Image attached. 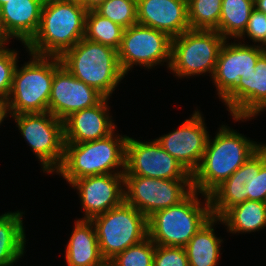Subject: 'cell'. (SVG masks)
Here are the masks:
<instances>
[{"label":"cell","instance_id":"d4e9b609","mask_svg":"<svg viewBox=\"0 0 266 266\" xmlns=\"http://www.w3.org/2000/svg\"><path fill=\"white\" fill-rule=\"evenodd\" d=\"M219 222L227 226L228 233H251L266 227V202L246 200L229 208Z\"/></svg>","mask_w":266,"mask_h":266},{"label":"cell","instance_id":"ac0fdd59","mask_svg":"<svg viewBox=\"0 0 266 266\" xmlns=\"http://www.w3.org/2000/svg\"><path fill=\"white\" fill-rule=\"evenodd\" d=\"M254 69L222 100L235 121L254 119L266 110V51Z\"/></svg>","mask_w":266,"mask_h":266},{"label":"cell","instance_id":"7402d4cb","mask_svg":"<svg viewBox=\"0 0 266 266\" xmlns=\"http://www.w3.org/2000/svg\"><path fill=\"white\" fill-rule=\"evenodd\" d=\"M71 237L65 250L67 266H92L101 262L95 226L91 220H75Z\"/></svg>","mask_w":266,"mask_h":266},{"label":"cell","instance_id":"7a4b0ae2","mask_svg":"<svg viewBox=\"0 0 266 266\" xmlns=\"http://www.w3.org/2000/svg\"><path fill=\"white\" fill-rule=\"evenodd\" d=\"M87 12L79 3L45 0L38 31L25 46L26 51L60 57L84 38Z\"/></svg>","mask_w":266,"mask_h":266},{"label":"cell","instance_id":"e575fe53","mask_svg":"<svg viewBox=\"0 0 266 266\" xmlns=\"http://www.w3.org/2000/svg\"><path fill=\"white\" fill-rule=\"evenodd\" d=\"M106 0H84V8L89 10H95L99 5L104 3Z\"/></svg>","mask_w":266,"mask_h":266},{"label":"cell","instance_id":"3957f363","mask_svg":"<svg viewBox=\"0 0 266 266\" xmlns=\"http://www.w3.org/2000/svg\"><path fill=\"white\" fill-rule=\"evenodd\" d=\"M127 137L114 131L95 141L65 143L63 161L55 174L70 185L86 176L124 173Z\"/></svg>","mask_w":266,"mask_h":266},{"label":"cell","instance_id":"7c38bea8","mask_svg":"<svg viewBox=\"0 0 266 266\" xmlns=\"http://www.w3.org/2000/svg\"><path fill=\"white\" fill-rule=\"evenodd\" d=\"M192 179H156L124 175L125 202L147 218L182 201L191 191Z\"/></svg>","mask_w":266,"mask_h":266},{"label":"cell","instance_id":"836d02e7","mask_svg":"<svg viewBox=\"0 0 266 266\" xmlns=\"http://www.w3.org/2000/svg\"><path fill=\"white\" fill-rule=\"evenodd\" d=\"M11 38L7 35L4 25L2 22V16H1V7H0V46H5Z\"/></svg>","mask_w":266,"mask_h":266},{"label":"cell","instance_id":"cb8c5ba5","mask_svg":"<svg viewBox=\"0 0 266 266\" xmlns=\"http://www.w3.org/2000/svg\"><path fill=\"white\" fill-rule=\"evenodd\" d=\"M219 218L212 217L205 223L184 247L189 266H217L222 253L221 238L216 237L214 224Z\"/></svg>","mask_w":266,"mask_h":266},{"label":"cell","instance_id":"30bf717a","mask_svg":"<svg viewBox=\"0 0 266 266\" xmlns=\"http://www.w3.org/2000/svg\"><path fill=\"white\" fill-rule=\"evenodd\" d=\"M42 165L43 172L55 173L64 157L63 120L50 112L9 115Z\"/></svg>","mask_w":266,"mask_h":266},{"label":"cell","instance_id":"d6a6232c","mask_svg":"<svg viewBox=\"0 0 266 266\" xmlns=\"http://www.w3.org/2000/svg\"><path fill=\"white\" fill-rule=\"evenodd\" d=\"M248 36L250 40L254 43H258V46L266 48V14L253 9L249 21L247 23L246 29L243 34L238 38V40H244V37ZM260 43V44H259Z\"/></svg>","mask_w":266,"mask_h":266},{"label":"cell","instance_id":"8992f818","mask_svg":"<svg viewBox=\"0 0 266 266\" xmlns=\"http://www.w3.org/2000/svg\"><path fill=\"white\" fill-rule=\"evenodd\" d=\"M30 61L16 66L10 95L6 101L7 113H44L48 111L54 72L62 65L57 56H39L29 53Z\"/></svg>","mask_w":266,"mask_h":266},{"label":"cell","instance_id":"4dcf8cb0","mask_svg":"<svg viewBox=\"0 0 266 266\" xmlns=\"http://www.w3.org/2000/svg\"><path fill=\"white\" fill-rule=\"evenodd\" d=\"M16 50L0 46V100L7 101L13 83V76L17 66Z\"/></svg>","mask_w":266,"mask_h":266},{"label":"cell","instance_id":"603a6c76","mask_svg":"<svg viewBox=\"0 0 266 266\" xmlns=\"http://www.w3.org/2000/svg\"><path fill=\"white\" fill-rule=\"evenodd\" d=\"M23 214L18 210L0 215V266H13L24 255Z\"/></svg>","mask_w":266,"mask_h":266},{"label":"cell","instance_id":"6da1fadb","mask_svg":"<svg viewBox=\"0 0 266 266\" xmlns=\"http://www.w3.org/2000/svg\"><path fill=\"white\" fill-rule=\"evenodd\" d=\"M218 129L213 139L208 138L201 162L192 174V188L201 196L209 195L263 146L226 124Z\"/></svg>","mask_w":266,"mask_h":266},{"label":"cell","instance_id":"ba28073f","mask_svg":"<svg viewBox=\"0 0 266 266\" xmlns=\"http://www.w3.org/2000/svg\"><path fill=\"white\" fill-rule=\"evenodd\" d=\"M224 37L216 30H188L172 38L169 70L178 78H212Z\"/></svg>","mask_w":266,"mask_h":266},{"label":"cell","instance_id":"8d00e7d4","mask_svg":"<svg viewBox=\"0 0 266 266\" xmlns=\"http://www.w3.org/2000/svg\"><path fill=\"white\" fill-rule=\"evenodd\" d=\"M254 6L257 10L266 14V0H256Z\"/></svg>","mask_w":266,"mask_h":266},{"label":"cell","instance_id":"5bb4252c","mask_svg":"<svg viewBox=\"0 0 266 266\" xmlns=\"http://www.w3.org/2000/svg\"><path fill=\"white\" fill-rule=\"evenodd\" d=\"M204 122L200 110H195L178 129L156 139L191 175L201 162L210 136Z\"/></svg>","mask_w":266,"mask_h":266},{"label":"cell","instance_id":"9c48e42d","mask_svg":"<svg viewBox=\"0 0 266 266\" xmlns=\"http://www.w3.org/2000/svg\"><path fill=\"white\" fill-rule=\"evenodd\" d=\"M91 221L104 259H112L148 237L147 217L125 201Z\"/></svg>","mask_w":266,"mask_h":266},{"label":"cell","instance_id":"44dd1931","mask_svg":"<svg viewBox=\"0 0 266 266\" xmlns=\"http://www.w3.org/2000/svg\"><path fill=\"white\" fill-rule=\"evenodd\" d=\"M45 0H9L1 6L4 29L25 46L38 31Z\"/></svg>","mask_w":266,"mask_h":266},{"label":"cell","instance_id":"2e32d148","mask_svg":"<svg viewBox=\"0 0 266 266\" xmlns=\"http://www.w3.org/2000/svg\"><path fill=\"white\" fill-rule=\"evenodd\" d=\"M70 185L79 193L83 207L84 217L79 219L91 220L125 201L124 173L86 176Z\"/></svg>","mask_w":266,"mask_h":266},{"label":"cell","instance_id":"ab89813d","mask_svg":"<svg viewBox=\"0 0 266 266\" xmlns=\"http://www.w3.org/2000/svg\"><path fill=\"white\" fill-rule=\"evenodd\" d=\"M9 0H0V7L5 4L6 2H8Z\"/></svg>","mask_w":266,"mask_h":266},{"label":"cell","instance_id":"f35d334b","mask_svg":"<svg viewBox=\"0 0 266 266\" xmlns=\"http://www.w3.org/2000/svg\"><path fill=\"white\" fill-rule=\"evenodd\" d=\"M61 1L79 3L84 7V0H61Z\"/></svg>","mask_w":266,"mask_h":266},{"label":"cell","instance_id":"1f68e13d","mask_svg":"<svg viewBox=\"0 0 266 266\" xmlns=\"http://www.w3.org/2000/svg\"><path fill=\"white\" fill-rule=\"evenodd\" d=\"M153 266H189L184 247L156 245Z\"/></svg>","mask_w":266,"mask_h":266},{"label":"cell","instance_id":"8fae6325","mask_svg":"<svg viewBox=\"0 0 266 266\" xmlns=\"http://www.w3.org/2000/svg\"><path fill=\"white\" fill-rule=\"evenodd\" d=\"M172 38L163 31L134 24L126 28L118 52V61L122 72L126 75L134 65L155 68L156 65L171 60Z\"/></svg>","mask_w":266,"mask_h":266},{"label":"cell","instance_id":"83f0119b","mask_svg":"<svg viewBox=\"0 0 266 266\" xmlns=\"http://www.w3.org/2000/svg\"><path fill=\"white\" fill-rule=\"evenodd\" d=\"M222 0H188L191 30H218Z\"/></svg>","mask_w":266,"mask_h":266},{"label":"cell","instance_id":"ffe728a7","mask_svg":"<svg viewBox=\"0 0 266 266\" xmlns=\"http://www.w3.org/2000/svg\"><path fill=\"white\" fill-rule=\"evenodd\" d=\"M137 23L179 36L190 30L188 0H137Z\"/></svg>","mask_w":266,"mask_h":266},{"label":"cell","instance_id":"9a60e30c","mask_svg":"<svg viewBox=\"0 0 266 266\" xmlns=\"http://www.w3.org/2000/svg\"><path fill=\"white\" fill-rule=\"evenodd\" d=\"M228 42L225 40L221 47L212 76L221 101L236 87L242 76L255 71L258 58L266 51V48L255 43Z\"/></svg>","mask_w":266,"mask_h":266},{"label":"cell","instance_id":"d6986e66","mask_svg":"<svg viewBox=\"0 0 266 266\" xmlns=\"http://www.w3.org/2000/svg\"><path fill=\"white\" fill-rule=\"evenodd\" d=\"M71 113L63 120L64 143H84L104 138L116 131L108 100Z\"/></svg>","mask_w":266,"mask_h":266},{"label":"cell","instance_id":"484cf974","mask_svg":"<svg viewBox=\"0 0 266 266\" xmlns=\"http://www.w3.org/2000/svg\"><path fill=\"white\" fill-rule=\"evenodd\" d=\"M255 8L251 0H222L218 32L225 40L238 39Z\"/></svg>","mask_w":266,"mask_h":266},{"label":"cell","instance_id":"4316f807","mask_svg":"<svg viewBox=\"0 0 266 266\" xmlns=\"http://www.w3.org/2000/svg\"><path fill=\"white\" fill-rule=\"evenodd\" d=\"M125 28L110 19L89 10L86 15L85 36L87 40L119 49Z\"/></svg>","mask_w":266,"mask_h":266},{"label":"cell","instance_id":"74e56055","mask_svg":"<svg viewBox=\"0 0 266 266\" xmlns=\"http://www.w3.org/2000/svg\"><path fill=\"white\" fill-rule=\"evenodd\" d=\"M92 266H116L114 261L112 259H103L98 264L92 265Z\"/></svg>","mask_w":266,"mask_h":266},{"label":"cell","instance_id":"f546056e","mask_svg":"<svg viewBox=\"0 0 266 266\" xmlns=\"http://www.w3.org/2000/svg\"><path fill=\"white\" fill-rule=\"evenodd\" d=\"M156 244L147 237L142 242L118 253L112 260L116 266H153Z\"/></svg>","mask_w":266,"mask_h":266},{"label":"cell","instance_id":"e0dca14e","mask_svg":"<svg viewBox=\"0 0 266 266\" xmlns=\"http://www.w3.org/2000/svg\"><path fill=\"white\" fill-rule=\"evenodd\" d=\"M104 96L73 76L63 65L55 72L48 112L60 120L71 113L97 105Z\"/></svg>","mask_w":266,"mask_h":266},{"label":"cell","instance_id":"277c9868","mask_svg":"<svg viewBox=\"0 0 266 266\" xmlns=\"http://www.w3.org/2000/svg\"><path fill=\"white\" fill-rule=\"evenodd\" d=\"M192 190L182 201L158 210L147 218L148 237L159 246L185 247L196 232L211 218L210 199Z\"/></svg>","mask_w":266,"mask_h":266},{"label":"cell","instance_id":"f1b7e54d","mask_svg":"<svg viewBox=\"0 0 266 266\" xmlns=\"http://www.w3.org/2000/svg\"><path fill=\"white\" fill-rule=\"evenodd\" d=\"M95 11L125 29L137 23V0H106Z\"/></svg>","mask_w":266,"mask_h":266},{"label":"cell","instance_id":"52a82bcc","mask_svg":"<svg viewBox=\"0 0 266 266\" xmlns=\"http://www.w3.org/2000/svg\"><path fill=\"white\" fill-rule=\"evenodd\" d=\"M208 196L215 218L246 200L266 202V148L262 146Z\"/></svg>","mask_w":266,"mask_h":266},{"label":"cell","instance_id":"5b68a950","mask_svg":"<svg viewBox=\"0 0 266 266\" xmlns=\"http://www.w3.org/2000/svg\"><path fill=\"white\" fill-rule=\"evenodd\" d=\"M62 65L77 79L110 98L124 79L116 49L82 38L60 57Z\"/></svg>","mask_w":266,"mask_h":266},{"label":"cell","instance_id":"d590c367","mask_svg":"<svg viewBox=\"0 0 266 266\" xmlns=\"http://www.w3.org/2000/svg\"><path fill=\"white\" fill-rule=\"evenodd\" d=\"M7 105L6 102L3 100H0V125L4 121V119L8 116L7 115Z\"/></svg>","mask_w":266,"mask_h":266},{"label":"cell","instance_id":"4fadbf2b","mask_svg":"<svg viewBox=\"0 0 266 266\" xmlns=\"http://www.w3.org/2000/svg\"><path fill=\"white\" fill-rule=\"evenodd\" d=\"M124 175L158 179H192V175L156 141L127 137Z\"/></svg>","mask_w":266,"mask_h":266}]
</instances>
